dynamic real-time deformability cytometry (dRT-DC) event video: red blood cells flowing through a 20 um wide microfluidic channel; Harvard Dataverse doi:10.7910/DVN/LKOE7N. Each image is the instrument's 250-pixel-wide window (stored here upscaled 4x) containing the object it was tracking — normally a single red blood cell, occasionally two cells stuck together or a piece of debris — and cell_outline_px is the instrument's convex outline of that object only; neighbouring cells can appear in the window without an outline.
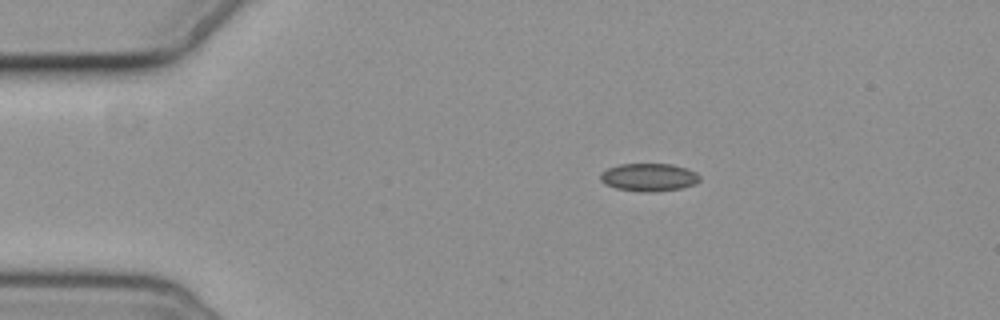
{"species": "common noctule bat (a hibernating species)", "species_latin": "Nyctalus noctula", "temperature_condition": "cold", "stored_images_in_passage": 2, "camera_frame_rate_fps": 3000, "um_per_image_px": 0.085, "animal": {"sex": "female", "body_mass_g": 19.3, "forearm_length_mm": 54.1}, "frame": {"image": 1, "passage_image": 2, "time_ms": 2.0, "image_size_px": [1000, 320], "cell_outline_px": [[700, 180], [696, 184], [680, 188], [652, 192], [616, 188], [604, 184], [600, 180], [600, 172], [608, 168], [620, 164], [672, 164], [688, 168], [696, 172], [700, 176]], "centroid_in_image_um": [55.16, 15.05], "position_along_channel_um": 29.8, "area_um2": 16.13}}